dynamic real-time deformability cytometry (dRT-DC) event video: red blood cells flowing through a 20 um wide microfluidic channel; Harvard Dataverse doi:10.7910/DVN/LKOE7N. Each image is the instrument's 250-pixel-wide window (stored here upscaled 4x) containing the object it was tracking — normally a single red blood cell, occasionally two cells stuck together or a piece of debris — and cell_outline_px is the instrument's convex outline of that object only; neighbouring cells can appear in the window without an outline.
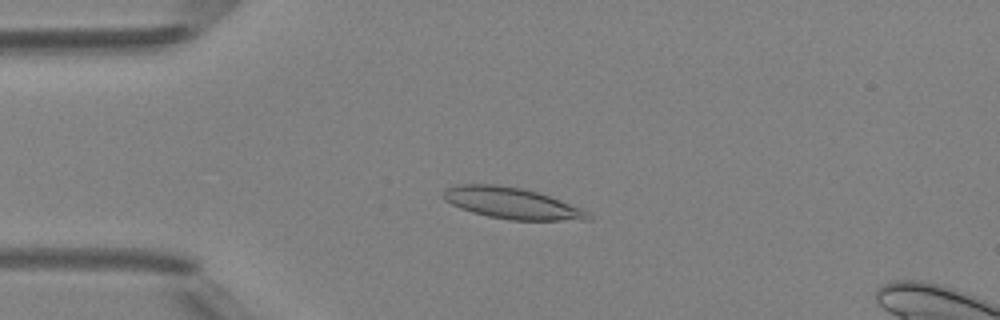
{"species": "Egyptian fruit bat (a non-hibernating species)", "species_latin": "Rousettus aegyptiacus", "temperature_condition": "room temperature", "stored_images_in_passage": 48, "camera_frame_rate_fps": 3000, "um_per_image_px": 0.085, "animal": {"sex": "female"}, "frame": {"image": 1, "passage_image": 11, "time_ms": 3.333, "image_size_px": [1000, 320], "cell_outline_px": [[592, 220], [508, 220], [488, 216], [472, 212], [460, 208], [444, 200], [444, 192], [448, 188], [460, 184], [496, 184], [520, 188], [536, 192], [560, 200], [580, 208], [588, 212], [592, 216]], "centroid_in_image_um": [43.51, 17.28], "position_along_channel_um": 41.5, "area_um2": 26.07}}
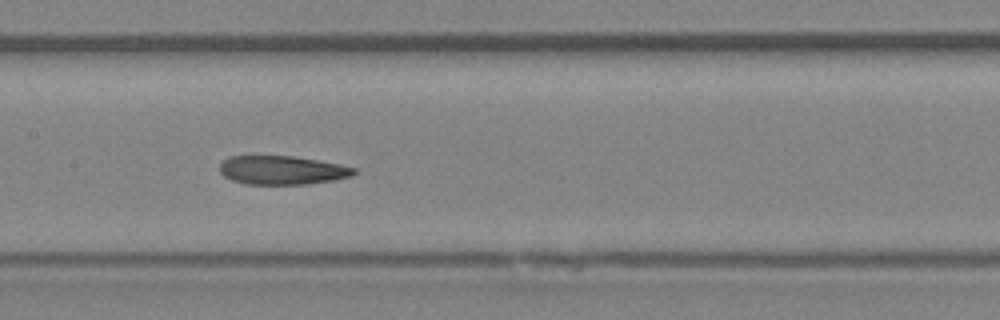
{"frame": {"image": 2, "passage_image": 23, "time_ms": 7.333, "image_size_px": [1000, 320], "cell_outline_px": [[356, 172], [352, 176], [332, 180], [304, 184], [244, 184], [232, 180], [224, 176], [220, 172], [220, 164], [228, 156], [292, 156], [340, 164], [356, 168]], "centroid_in_image_um": [23.96, 14.46], "position_along_channel_um": 183.4, "area_um2": 22.37}}
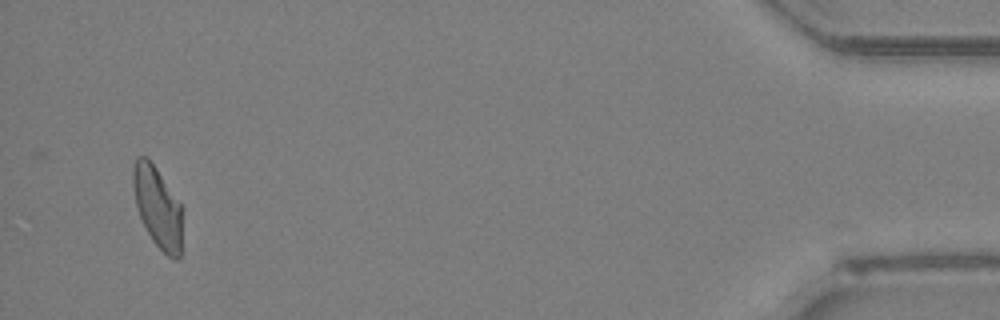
{"frame": {"image": 3, "passage_image": 46, "time_ms": 15.0, "image_size_px": [1000, 320], "cell_outline_px": [[184, 208], [180, 256], [176, 260], [172, 260], [152, 240], [136, 208], [132, 184], [132, 168], [136, 156], [144, 156], [156, 168]], "centroid_in_image_um": [13.42, 17.62], "position_along_channel_um": 421.8, "area_um2": 23.58}, "authors_computed_cell_mechanics": {"area_um2": 23.987, "velocity_mm_per_s": 4.1823, "shape_relaxation_time_tau1_ms": null, "shape_relaxation_time_tau2_ms": 6.9242, "deformation_change_tau1": null, "deformation_change_tau2": 0.1873}}